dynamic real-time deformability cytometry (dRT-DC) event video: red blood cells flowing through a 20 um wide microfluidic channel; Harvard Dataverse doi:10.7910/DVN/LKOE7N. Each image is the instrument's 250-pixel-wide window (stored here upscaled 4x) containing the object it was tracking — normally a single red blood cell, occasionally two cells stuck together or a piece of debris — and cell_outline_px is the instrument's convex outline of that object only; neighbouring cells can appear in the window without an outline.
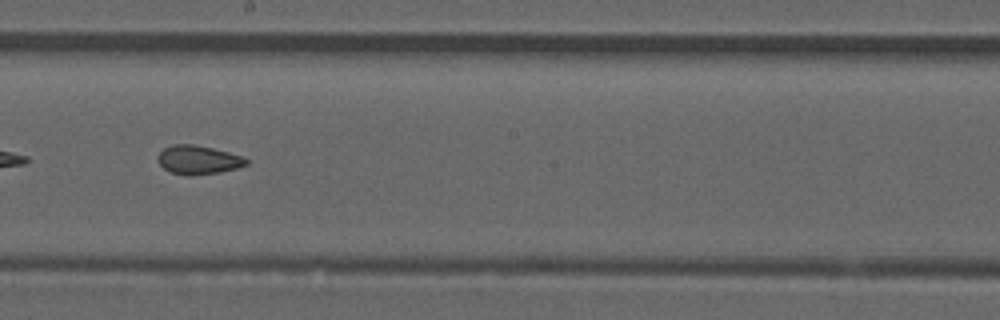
{"species": "common noctule bat (a hibernating species)", "species_latin": "Nyctalus noctula", "temperature_condition": "room temperature", "stored_images_in_passage": 50, "camera_frame_rate_fps": 3000, "um_per_image_px": 0.085, "animal": {"sex": "male", "forearm_length_mm": 52.5}, "frame": {"image": 1, "passage_image": 29, "time_ms": 9.333, "image_size_px": [1000, 320], "cell_outline_px": [[248, 164], [236, 168], [220, 172], [192, 176], [188, 176], [172, 172], [164, 168], [156, 160], [156, 156], [164, 148], [172, 144], [192, 144], [212, 148], [228, 152], [240, 156], [248, 160]], "centroid_in_image_um": [16.81, 13.59], "position_along_channel_um": 231.4, "area_um2": 14.8}}